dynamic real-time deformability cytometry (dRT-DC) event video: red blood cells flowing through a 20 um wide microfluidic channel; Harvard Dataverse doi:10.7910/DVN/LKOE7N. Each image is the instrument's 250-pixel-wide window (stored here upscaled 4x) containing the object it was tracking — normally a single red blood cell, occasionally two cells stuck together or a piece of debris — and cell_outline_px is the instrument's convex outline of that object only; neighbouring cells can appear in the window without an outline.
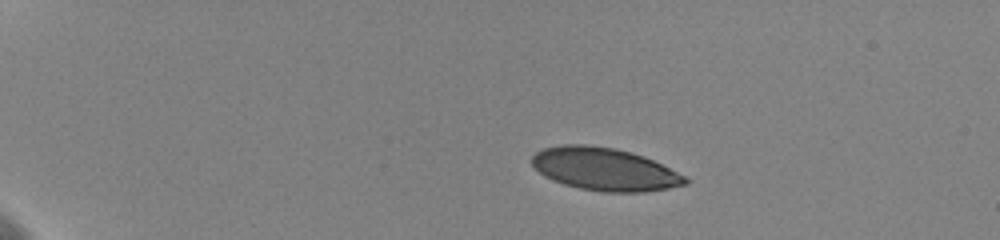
{"species": "human", "species_latin": "Homo sapiens", "temperature_condition": "cold", "stored_images_in_passage": 11, "camera_frame_rate_fps": 3000, "um_per_image_px": 0.085, "donor": {"sex": "female"}, "frame": {"image": 1, "passage_image": 5, "time_ms": 3.667, "image_size_px": [1000, 240], "cell_outline_px": [[688, 184], [668, 188], [644, 192], [604, 192], [580, 188], [564, 184], [552, 180], [544, 176], [532, 164], [532, 156], [536, 152], [544, 148], [560, 144], [588, 144], [616, 148], [632, 152], [644, 156], [684, 176], [688, 180]], "centroid_in_image_um": [51.36, 14.37], "position_along_channel_um": 33.6, "area_um2": 38.09}}
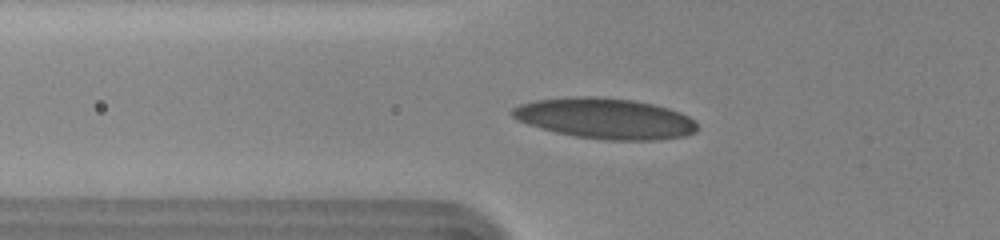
{"frame": {"image": 2, "passage_image": 8, "time_ms": 7.333, "image_size_px": [1000, 240], "cell_outline_px": [[700, 128], [696, 132], [684, 136], [652, 140], [608, 140], [576, 136], [556, 132], [540, 128], [516, 120], [508, 112], [512, 108], [520, 104], [536, 100], [572, 96], [596, 96], [632, 100], [652, 104], [668, 108], [680, 112], [696, 120]], "centroid_in_image_um": [51.44, 10.06], "position_along_channel_um": 74.4, "area_um2": 44.04}}
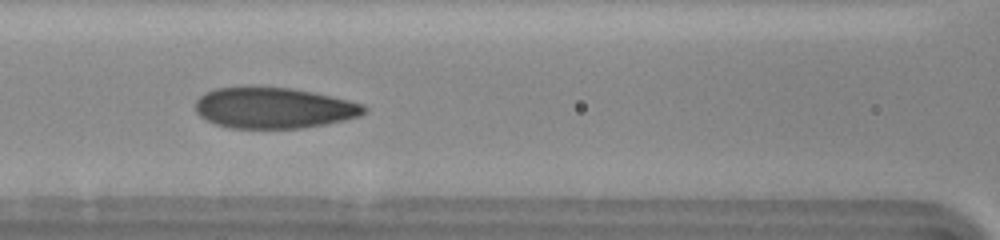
{"frame": {"image": 3, "passage_image": 10, "time_ms": 9.333, "image_size_px": [1000, 240], "cell_outline_px": [[368, 108], [360, 116], [344, 120], [324, 124], [300, 128], [228, 128], [216, 124], [200, 116], [196, 112], [196, 100], [204, 92], [216, 88], [244, 84], [252, 84], [292, 88], [312, 92], [348, 100], [364, 104]], "centroid_in_image_um": [23.22, 9.13], "position_along_channel_um": 143.4, "area_um2": 40.98}}